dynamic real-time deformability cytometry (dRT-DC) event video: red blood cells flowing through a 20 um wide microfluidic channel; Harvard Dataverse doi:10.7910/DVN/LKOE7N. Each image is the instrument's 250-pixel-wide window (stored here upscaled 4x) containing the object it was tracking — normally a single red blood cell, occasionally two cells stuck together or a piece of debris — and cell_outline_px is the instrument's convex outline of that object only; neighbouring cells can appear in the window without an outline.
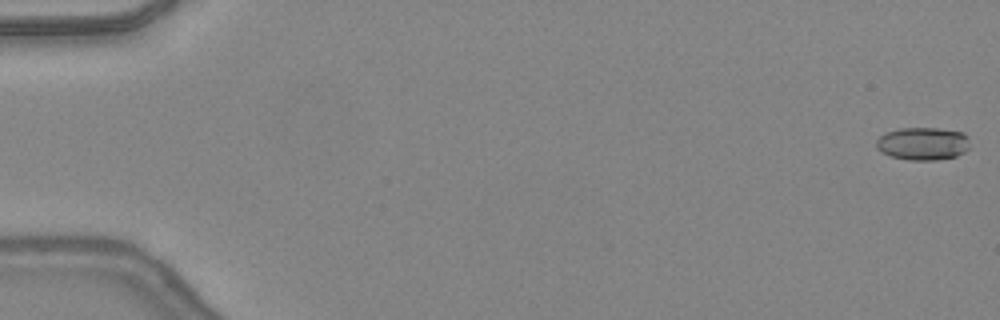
{"species": "common noctule bat (a hibernating species)", "species_latin": "Nyctalus noctula", "temperature_condition": "warm", "stored_images_in_passage": 48, "camera_frame_rate_fps": 3000, "um_per_image_px": 0.085, "animal": {"sex": "female", "body_mass_g": 24.6, "forearm_length_mm": 56.2}, "frame": {"image": 1, "passage_image": 1, "time_ms": 0.0, "image_size_px": [1000, 320], "cell_outline_px": [[968, 148], [964, 152], [956, 156], [936, 160], [908, 160], [888, 156], [880, 152], [876, 148], [876, 140], [884, 132], [900, 128], [936, 128], [964, 132], [968, 136]], "centroid_in_image_um": [78.4, 12.21], "position_along_channel_um": 6.6, "area_um2": 18.15}}
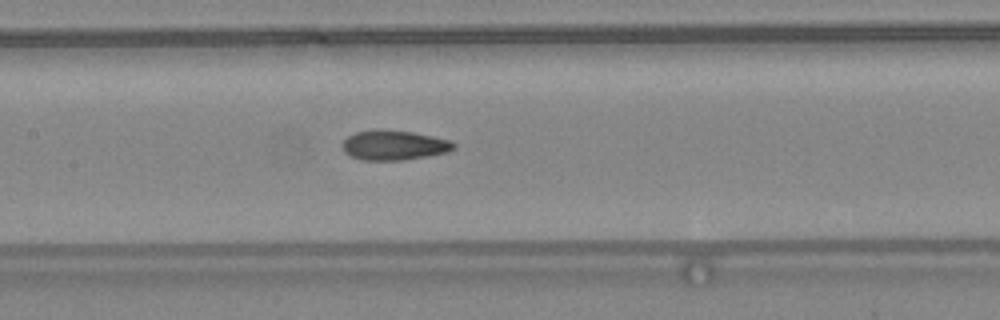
{"frame": {"image": 2, "passage_image": 24, "time_ms": 7.667, "image_size_px": [1000, 320], "cell_outline_px": [[456, 148], [448, 152], [428, 156], [404, 160], [360, 160], [344, 152], [344, 140], [348, 136], [356, 132], [412, 132], [452, 140], [456, 144]], "centroid_in_image_um": [33.58, 12.39], "position_along_channel_um": 173.8, "area_um2": 18.67}}
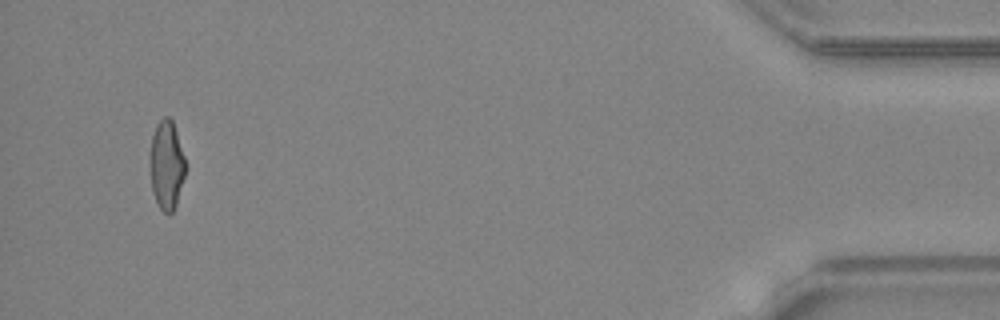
{"frame": {"image": 3, "passage_image": 46, "time_ms": 15.0, "image_size_px": [1000, 320], "cell_outline_px": [[184, 176], [176, 208], [168, 216], [160, 208], [152, 192], [152, 136], [156, 124], [164, 116], [168, 116], [172, 120], [184, 156]], "centroid_in_image_um": [14.18, 14.06], "position_along_channel_um": 421.0, "area_um2": 17.74}, "authors_computed_cell_mechanics": {"area_um2": 18.9584, "velocity_mm_per_s": 4.4159, "shape_relaxation_time_tau1_ms": null, "shape_relaxation_time_tau2_ms": 1.2583, "deformation_change_tau1": null, "deformation_change_tau2": 0.0753}}